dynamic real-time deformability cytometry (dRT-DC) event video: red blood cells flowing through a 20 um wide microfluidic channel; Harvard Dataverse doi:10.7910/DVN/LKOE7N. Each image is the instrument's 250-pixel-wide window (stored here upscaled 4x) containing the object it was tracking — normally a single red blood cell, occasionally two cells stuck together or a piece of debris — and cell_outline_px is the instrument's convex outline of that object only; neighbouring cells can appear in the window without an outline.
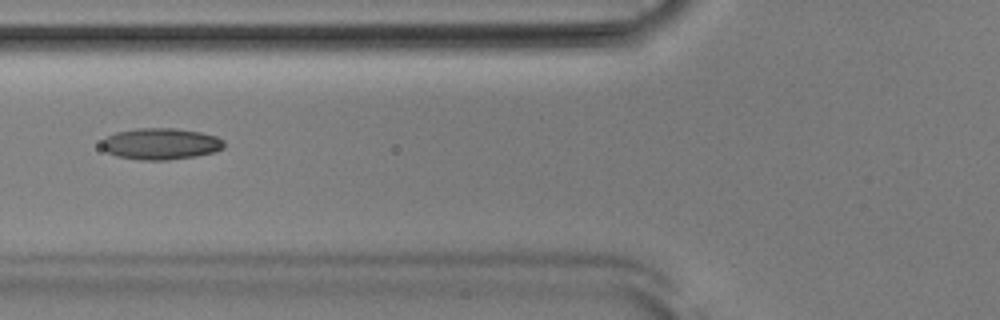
{"species": "Egyptian fruit bat (a non-hibernating species)", "species_latin": "Rousettus aegyptiacus", "temperature_condition": "room temperature", "stored_images_in_passage": 52, "camera_frame_rate_fps": 3000, "um_per_image_px": 0.085, "animal": {"sex": "male"}, "frame": {"image": 1, "passage_image": 20, "time_ms": 6.333, "image_size_px": [1000, 320], "cell_outline_px": [[224, 148], [212, 152], [196, 156], [168, 160], [140, 160], [116, 156], [108, 152], [100, 144], [108, 136], [116, 132], [136, 128], [176, 128], [200, 132], [216, 136], [224, 140]], "centroid_in_image_um": [13.68, 12.22], "position_along_channel_um": 112.1, "area_um2": 22.37}}
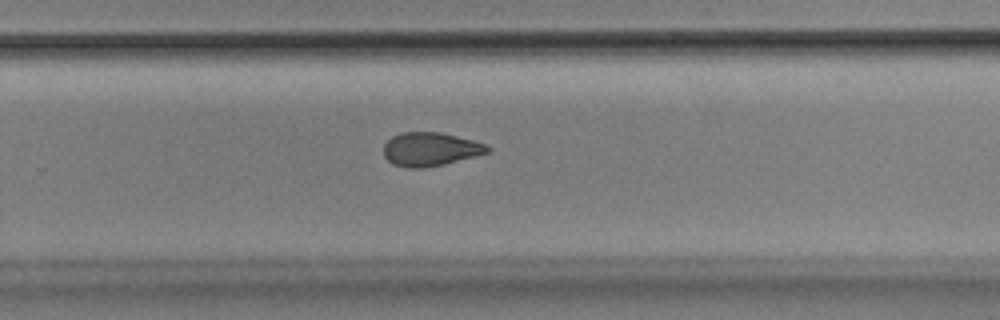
{"frame": {"image": 2, "passage_image": 34, "time_ms": 11.0, "image_size_px": [1000, 320], "cell_outline_px": [[492, 148], [488, 152], [476, 156], [440, 164], [420, 168], [404, 168], [392, 164], [384, 156], [384, 144], [392, 136], [400, 132], [440, 132], [472, 140], [484, 144]], "centroid_in_image_um": [36.53, 12.67], "position_along_channel_um": 293.3, "area_um2": 20.17}}
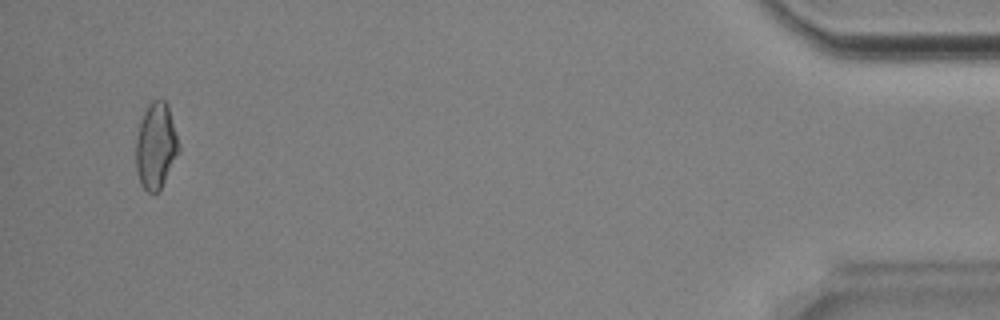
{"frame": {"image": 3, "passage_image": 50, "time_ms": 16.333, "image_size_px": [1000, 320], "cell_outline_px": [[180, 152], [160, 188], [152, 196], [140, 184], [136, 168], [136, 140], [140, 120], [148, 104], [152, 100], [164, 100], [168, 104], [180, 144]], "centroid_in_image_um": [13.26, 12.39], "position_along_channel_um": 421.9, "area_um2": 21.68}, "authors_computed_cell_mechanics": {"area_um2": 21.5305, "velocity_mm_per_s": 3.8855, "shape_relaxation_time_tau1_ms": 10.2141, "shape_relaxation_time_tau2_ms": 3.8203, "deformation_change_tau1": 0.2141, "deformation_change_tau2": 0.1119}}